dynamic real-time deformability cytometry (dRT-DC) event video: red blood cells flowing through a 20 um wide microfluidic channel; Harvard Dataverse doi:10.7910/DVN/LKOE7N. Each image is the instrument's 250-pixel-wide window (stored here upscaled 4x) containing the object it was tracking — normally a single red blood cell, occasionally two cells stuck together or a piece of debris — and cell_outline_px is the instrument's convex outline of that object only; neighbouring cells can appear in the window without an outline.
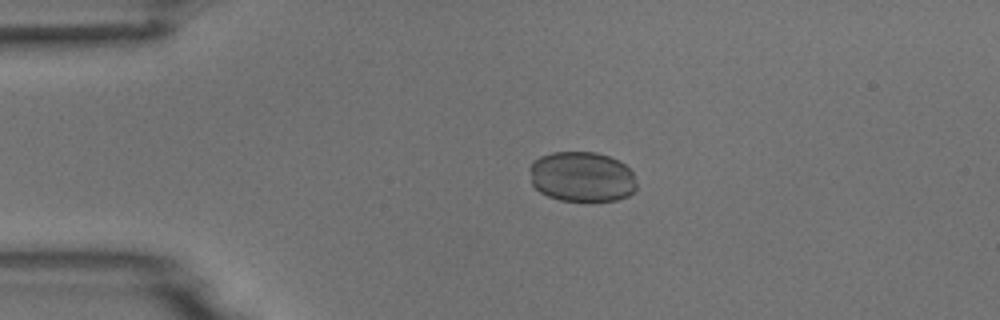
{"species": "common noctule bat (a hibernating species)", "species_latin": "Nyctalus noctula", "temperature_condition": "room temperature", "stored_images_in_passage": 2, "camera_frame_rate_fps": 3000, "um_per_image_px": 0.085, "animal": {"sex": "male", "body_mass_g": 18.8}, "frame": {"image": 1, "passage_image": 1, "time_ms": 0.0, "image_size_px": [1000, 320], "cell_outline_px": [[636, 188], [628, 196], [616, 200], [560, 200], [548, 196], [540, 192], [532, 184], [528, 168], [532, 160], [540, 156], [552, 152], [596, 152], [620, 160], [632, 172], [636, 184]], "centroid_in_image_um": [49.42, 15.0], "position_along_channel_um": 35.6, "area_um2": 31.39}}